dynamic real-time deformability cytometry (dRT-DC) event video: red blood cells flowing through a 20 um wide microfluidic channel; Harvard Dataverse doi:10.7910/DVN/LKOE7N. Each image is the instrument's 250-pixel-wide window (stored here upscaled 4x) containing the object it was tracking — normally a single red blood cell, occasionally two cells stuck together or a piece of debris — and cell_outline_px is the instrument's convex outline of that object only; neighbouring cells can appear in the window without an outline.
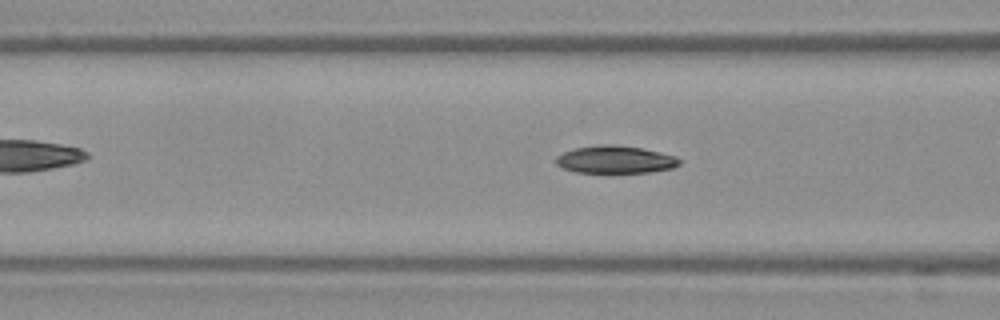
{"species": "Egyptian fruit bat (a non-hibernating species)", "species_latin": "Rousettus aegyptiacus", "temperature_condition": "warm", "stored_images_in_passage": 47, "camera_frame_rate_fps": 3000, "um_per_image_px": 0.085, "frame": {"image": 1, "passage_image": 15, "time_ms": 4.667, "image_size_px": [1000, 320], "cell_outline_px": [[680, 164], [672, 168], [648, 172], [576, 172], [564, 168], [556, 164], [556, 156], [564, 152], [576, 148], [600, 144], [616, 144], [644, 148], [676, 156], [680, 160]], "centroid_in_image_um": [52.31, 13.55], "position_along_channel_um": 114.3, "area_um2": 19.77}}
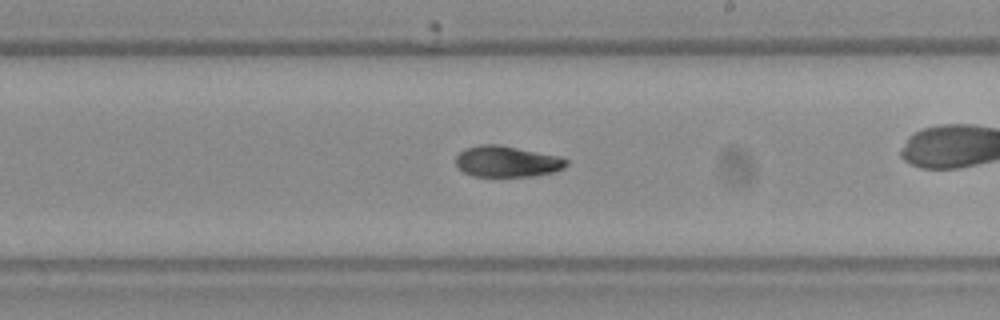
{"frame": {"image": 2, "passage_image": 25, "time_ms": 8.0, "image_size_px": [1000, 320], "cell_outline_px": [[568, 164], [564, 168], [552, 172], [532, 176], [472, 176], [464, 172], [456, 164], [456, 156], [464, 148], [480, 144], [500, 144], [560, 156], [568, 160]], "centroid_in_image_um": [43.09, 13.71], "position_along_channel_um": 245.9, "area_um2": 20.11}}
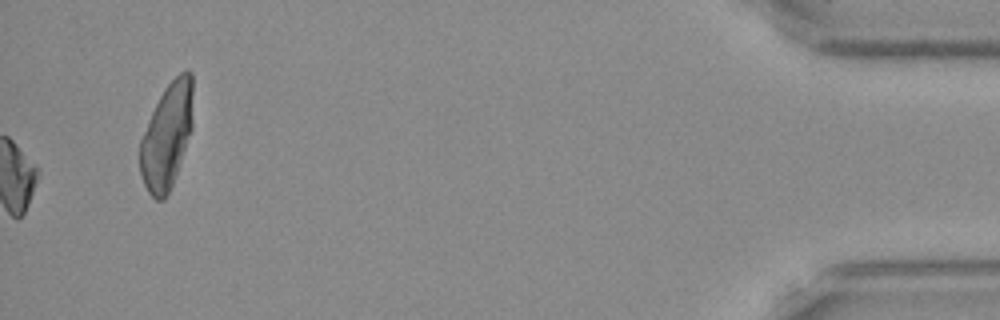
{"frame": {"image": 3, "passage_image": 47, "time_ms": 15.333, "image_size_px": [1000, 320], "cell_outline_px": [[192, 128], [172, 184], [164, 200], [156, 200], [148, 192], [144, 184], [140, 172], [140, 140], [148, 120], [164, 88], [180, 72], [188, 68], [192, 72]], "centroid_in_image_um": [14.18, 11.53], "position_along_channel_um": 421.0, "area_um2": 32.25}, "authors_computed_cell_mechanics": {"area_um2": 20.2878, "velocity_mm_per_s": 3.9401, "shape_relaxation_time_tau1_ms": 7.7035, "shape_relaxation_time_tau2_ms": null, "deformation_change_tau1": 0.1927, "deformation_change_tau2": null}}